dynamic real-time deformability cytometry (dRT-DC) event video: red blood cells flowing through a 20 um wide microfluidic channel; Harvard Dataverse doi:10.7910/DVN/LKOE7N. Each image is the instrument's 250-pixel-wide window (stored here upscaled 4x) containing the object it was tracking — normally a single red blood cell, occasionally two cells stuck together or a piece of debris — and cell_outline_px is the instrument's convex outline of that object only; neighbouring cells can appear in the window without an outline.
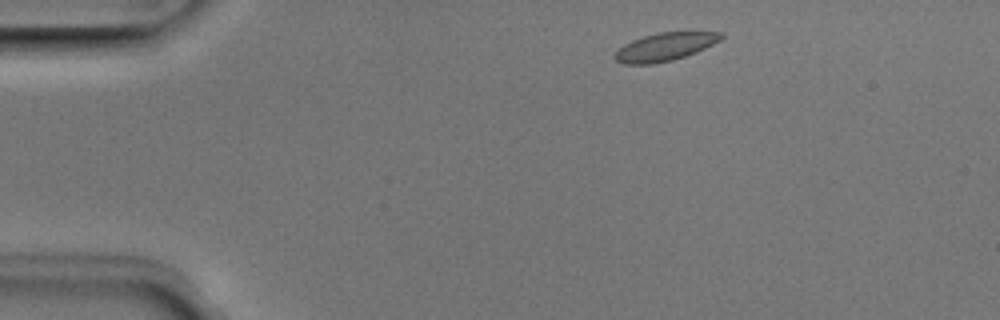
{"species": "Egyptian fruit bat (a non-hibernating species)", "species_latin": "Rousettus aegyptiacus", "temperature_condition": "room temperature", "stored_images_in_passage": 46, "camera_frame_rate_fps": 3000, "um_per_image_px": 0.085, "animal": {"sex": "male"}, "frame": {"image": 1, "passage_image": 3, "time_ms": 0.667, "image_size_px": [1000, 320], "cell_outline_px": [[724, 36], [720, 40], [696, 52], [672, 60], [652, 64], [624, 64], [616, 60], [612, 56], [624, 44], [632, 40], [644, 36], [660, 32], [724, 32]], "centroid_in_image_um": [56.5, 3.98], "position_along_channel_um": 28.5, "area_um2": 17.17}}
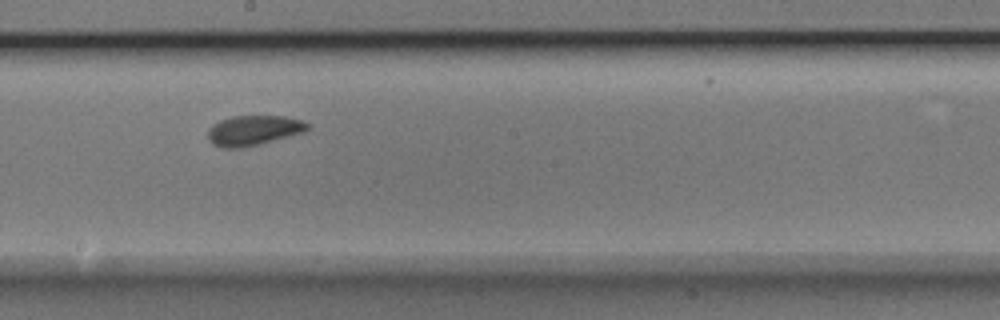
{"frame": {"image": 2, "passage_image": 23, "time_ms": 7.333, "image_size_px": [1000, 320], "cell_outline_px": [[312, 124], [304, 132], [260, 144], [244, 148], [224, 148], [212, 144], [208, 140], [208, 128], [212, 124], [220, 120], [232, 116], [284, 116], [300, 120]], "centroid_in_image_um": [21.53, 11.09], "position_along_channel_um": 226.7, "area_um2": 17.57}}
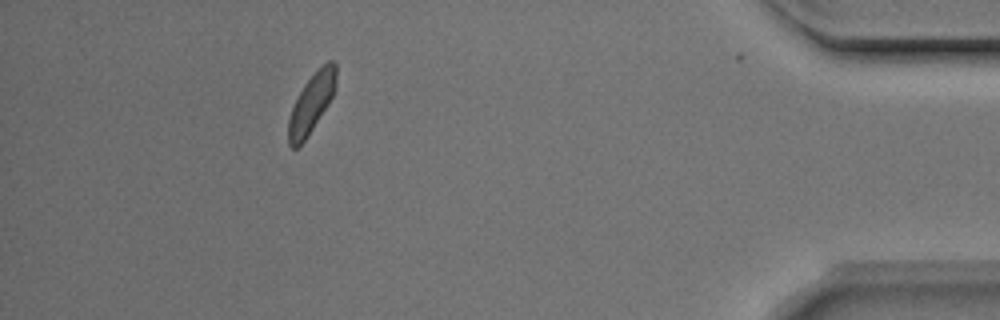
{"frame": {"image": 3, "passage_image": 41, "time_ms": 13.333, "image_size_px": [1000, 320], "cell_outline_px": [[336, 88], [328, 104], [304, 140], [296, 148], [292, 148], [288, 144], [288, 120], [292, 108], [304, 84], [328, 60], [332, 60], [336, 64]], "centroid_in_image_um": [26.47, 8.77], "position_along_channel_um": 408.7, "area_um2": 15.9}, "authors_computed_cell_mechanics": {"area_um2": 17.0221, "velocity_mm_per_s": 3.9178, "shape_relaxation_time_tau1_ms": 5.4221, "shape_relaxation_time_tau2_ms": 3.2511, "deformation_change_tau1": 0.078, "deformation_change_tau2": 0.0514}}